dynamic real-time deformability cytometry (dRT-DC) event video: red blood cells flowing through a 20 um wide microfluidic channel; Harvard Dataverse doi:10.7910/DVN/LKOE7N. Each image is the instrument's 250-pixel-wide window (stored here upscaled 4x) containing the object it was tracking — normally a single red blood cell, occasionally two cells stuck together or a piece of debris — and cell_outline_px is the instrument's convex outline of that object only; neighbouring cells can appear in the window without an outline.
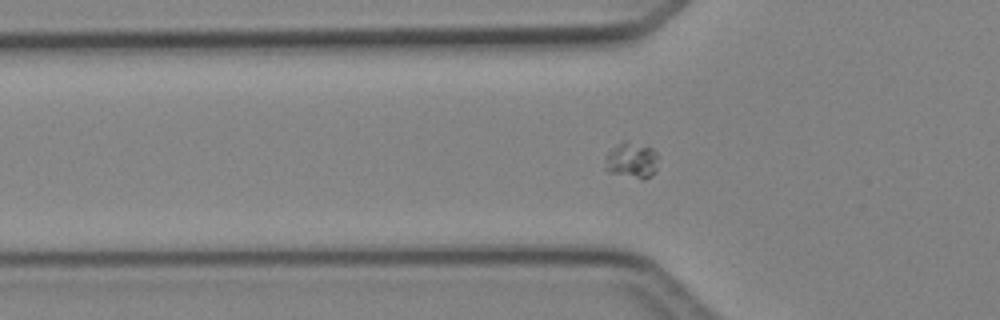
{"species": "Egyptian fruit bat (a non-hibernating species)", "species_latin": "Rousettus aegyptiacus", "temperature_condition": "cold", "stored_images_in_passage": 38, "camera_frame_rate_fps": 3000, "um_per_image_px": 0.085, "animal": {"sex": "female"}, "frame": {"image": 1, "passage_image": 6, "time_ms": 1.667, "image_size_px": [1000, 320], "cell_outline_px": [[660, 156], [656, 172], [652, 176], [644, 180], [640, 180], [608, 172], [604, 168], [604, 156], [616, 144], [624, 140], [652, 148]], "centroid_in_image_um": [53.7, 13.65], "position_along_channel_um": 72.1, "area_um2": 11.73}}
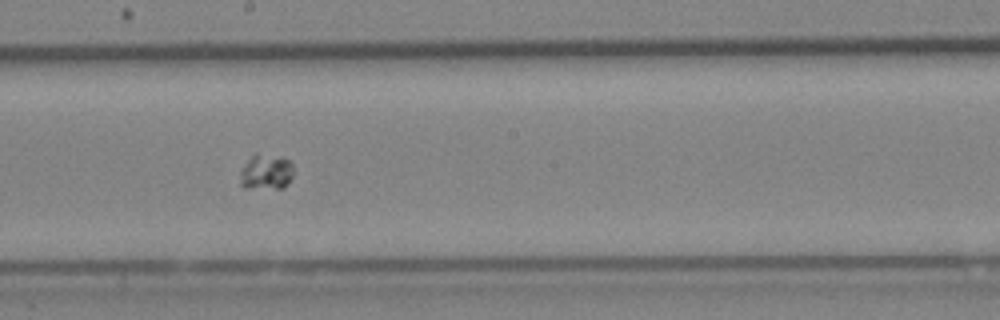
{"frame": {"image": 2, "passage_image": 17, "time_ms": 5.333, "image_size_px": [1000, 320], "cell_outline_px": [[292, 176], [288, 184], [284, 188], [244, 188], [240, 184], [240, 172], [244, 164], [256, 152], [288, 160], [292, 164]], "centroid_in_image_um": [22.59, 14.64], "position_along_channel_um": 225.6, "area_um2": 10.98}}
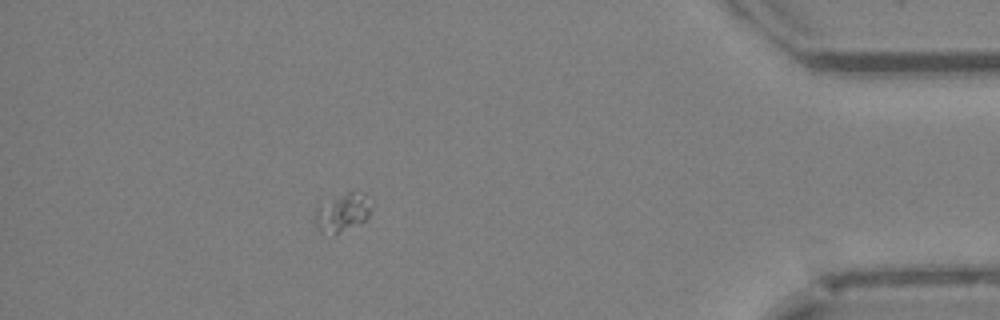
{"frame": {"image": 3, "passage_image": 33, "time_ms": 10.667, "image_size_px": [1000, 320], "cell_outline_px": [[372, 208], [368, 216], [364, 220], [332, 236], [316, 228], [316, 204], [348, 192], [364, 192], [372, 200]], "centroid_in_image_um": [29.12, 18.03], "position_along_channel_um": 406.1, "area_um2": 12.66}}